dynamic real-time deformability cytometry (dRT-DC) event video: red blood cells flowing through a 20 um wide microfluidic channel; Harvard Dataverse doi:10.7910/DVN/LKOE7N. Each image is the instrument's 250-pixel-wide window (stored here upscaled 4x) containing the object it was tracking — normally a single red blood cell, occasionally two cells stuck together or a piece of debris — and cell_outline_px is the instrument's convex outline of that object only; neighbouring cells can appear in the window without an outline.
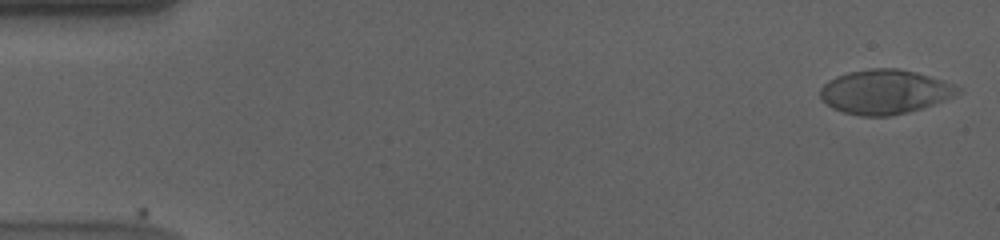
{"species": "human", "species_latin": "Homo sapiens", "temperature_condition": "cold", "stored_images_in_passage": 57, "camera_frame_rate_fps": 3000, "um_per_image_px": 0.085, "donor": {"sex": "male"}, "frame": {"image": 1, "passage_image": 2, "time_ms": 0.333, "image_size_px": [1000, 240], "cell_outline_px": [[964, 92], [944, 100], [908, 112], [888, 116], [860, 116], [844, 112], [832, 108], [820, 96], [820, 88], [828, 80], [836, 76], [848, 72], [872, 68], [896, 68], [916, 72], [952, 84], [960, 88]], "centroid_in_image_um": [75.19, 7.8], "position_along_channel_um": 9.8, "area_um2": 35.26}}
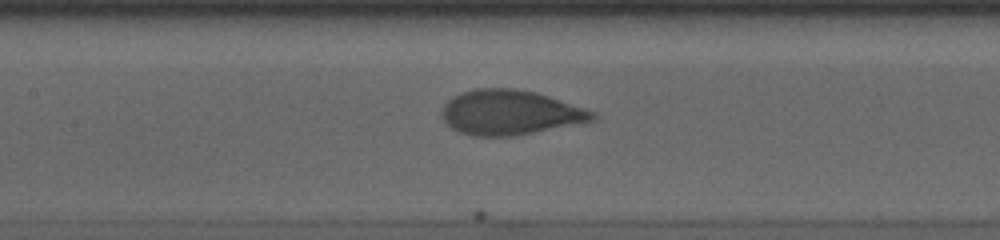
{"frame": {"image": 2, "passage_image": 27, "time_ms": 8.667, "image_size_px": [1000, 240], "cell_outline_px": [[600, 116], [596, 120], [516, 136], [472, 136], [460, 132], [452, 128], [444, 120], [440, 112], [444, 104], [452, 96], [460, 92], [476, 88], [512, 88], [536, 92], [596, 112]], "centroid_in_image_um": [43.35, 9.56], "position_along_channel_um": 164.0, "area_um2": 39.54}}
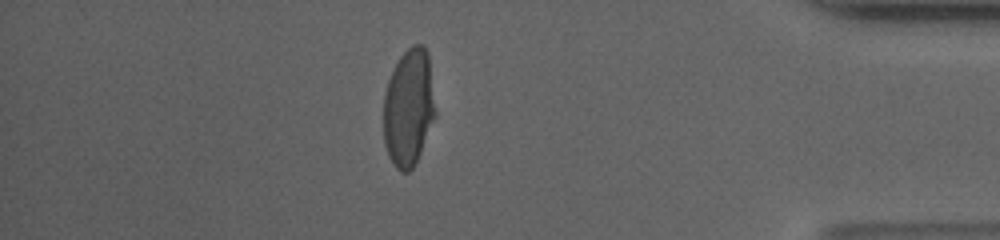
{"frame": {"image": 3, "passage_image": 50, "time_ms": 16.333, "image_size_px": [1000, 240], "cell_outline_px": [[436, 116], [420, 152], [412, 168], [408, 172], [400, 172], [396, 168], [388, 156], [384, 144], [384, 96], [388, 80], [400, 56], [412, 44], [424, 44], [428, 52], [436, 112]], "centroid_in_image_um": [34.74, 9.14], "position_along_channel_um": 400.5, "area_um2": 35.49}, "authors_computed_cell_mechanics": {"area_um2": 38.0902, "velocity_mm_per_s": 3.575, "shape_relaxation_time_tau1_ms": 5.2637, "shape_relaxation_time_tau2_ms": null, "deformation_change_tau1": 0.1862, "deformation_change_tau2": null}}